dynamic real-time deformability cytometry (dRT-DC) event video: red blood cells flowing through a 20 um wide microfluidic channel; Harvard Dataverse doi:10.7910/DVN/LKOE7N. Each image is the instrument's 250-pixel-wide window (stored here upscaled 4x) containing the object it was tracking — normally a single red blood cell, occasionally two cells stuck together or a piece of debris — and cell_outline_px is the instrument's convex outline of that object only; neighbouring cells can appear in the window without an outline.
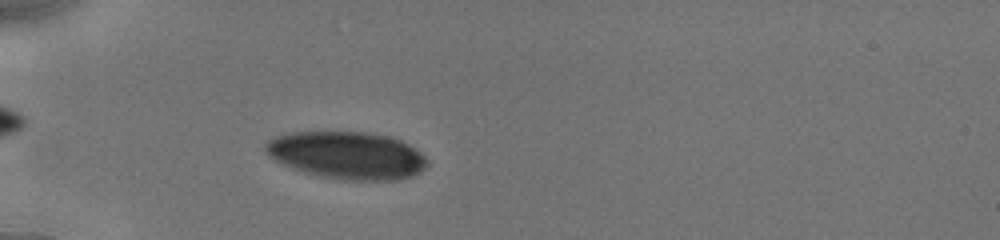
{"species": "human", "species_latin": "Homo sapiens", "temperature_condition": "cold", "stored_images_in_passage": 3, "camera_frame_rate_fps": 3000, "um_per_image_px": 0.085, "donor": {"sex": "male"}, "frame": {"image": 1, "passage_image": 3, "time_ms": 2.0, "image_size_px": [1000, 240], "cell_outline_px": [[428, 164], [420, 172], [412, 176], [400, 180], [344, 180], [320, 176], [304, 172], [284, 164], [268, 156], [264, 152], [264, 144], [268, 140], [276, 136], [288, 132], [368, 132], [388, 136], [400, 140], [408, 144], [420, 152], [428, 160]], "centroid_in_image_um": [29.49, 13.2], "position_along_channel_um": 55.5, "area_um2": 44.85}}